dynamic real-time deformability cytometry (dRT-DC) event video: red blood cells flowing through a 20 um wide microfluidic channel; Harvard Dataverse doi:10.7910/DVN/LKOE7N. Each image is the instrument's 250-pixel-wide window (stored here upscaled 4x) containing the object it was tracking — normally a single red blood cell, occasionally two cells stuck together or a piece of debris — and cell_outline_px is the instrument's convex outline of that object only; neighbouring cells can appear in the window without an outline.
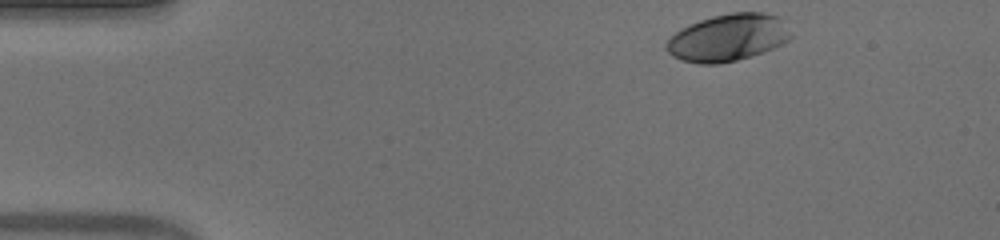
{"species": "human", "species_latin": "Homo sapiens", "temperature_condition": "warm", "stored_images_in_passage": 37, "camera_frame_rate_fps": 3000, "um_per_image_px": 0.085, "donor": {"sex": "male"}, "frame": {"image": 1, "passage_image": 1, "time_ms": 0.0, "image_size_px": [1000, 240], "cell_outline_px": [[792, 36], [788, 40], [772, 48], [736, 60], [716, 64], [700, 64], [684, 60], [672, 56], [664, 48], [664, 44], [676, 32], [700, 20], [712, 16], [732, 12], [764, 12], [776, 16], [780, 20]], "centroid_in_image_um": [61.83, 3.2], "position_along_channel_um": 23.2, "area_um2": 33.47}}
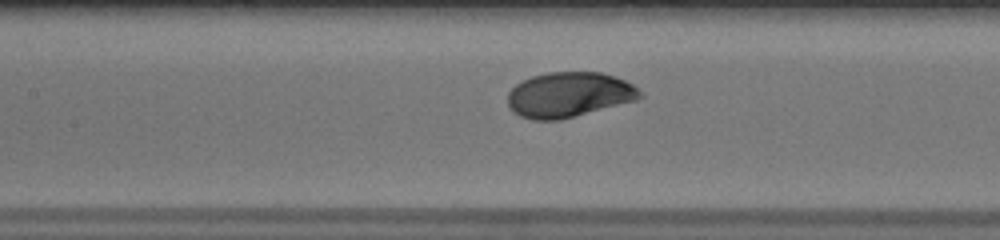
{"frame": {"image": 2, "passage_image": 18, "time_ms": 5.667, "image_size_px": [1000, 240], "cell_outline_px": [[644, 96], [636, 100], [560, 120], [532, 120], [520, 116], [508, 104], [508, 92], [516, 84], [532, 76], [548, 72], [600, 72], [624, 80], [632, 84]], "centroid_in_image_um": [48.35, 8.05], "position_along_channel_um": 159.0, "area_um2": 34.45}}
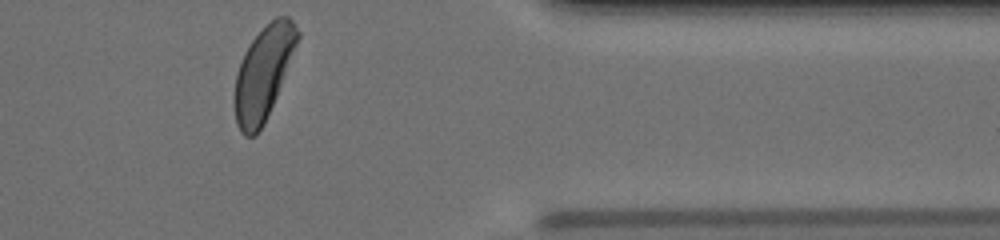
{"frame": {"image": 3, "passage_image": 37, "time_ms": 12.0, "image_size_px": [1000, 240], "cell_outline_px": [[300, 36], [276, 96], [264, 124], [256, 136], [244, 136], [240, 132], [236, 124], [236, 72], [244, 52], [252, 40], [276, 16], [288, 16], [292, 20], [300, 32]], "centroid_in_image_um": [22.4, 6.21], "position_along_channel_um": 389.0, "area_um2": 33.35}, "authors_computed_cell_mechanics": {"area_um2": 33.9286, "velocity_mm_per_s": 3.929, "shape_relaxation_time_tau1_ms": 2.2963, "shape_relaxation_time_tau2_ms": null, "deformation_change_tau1": 0.1672, "deformation_change_tau2": null}}